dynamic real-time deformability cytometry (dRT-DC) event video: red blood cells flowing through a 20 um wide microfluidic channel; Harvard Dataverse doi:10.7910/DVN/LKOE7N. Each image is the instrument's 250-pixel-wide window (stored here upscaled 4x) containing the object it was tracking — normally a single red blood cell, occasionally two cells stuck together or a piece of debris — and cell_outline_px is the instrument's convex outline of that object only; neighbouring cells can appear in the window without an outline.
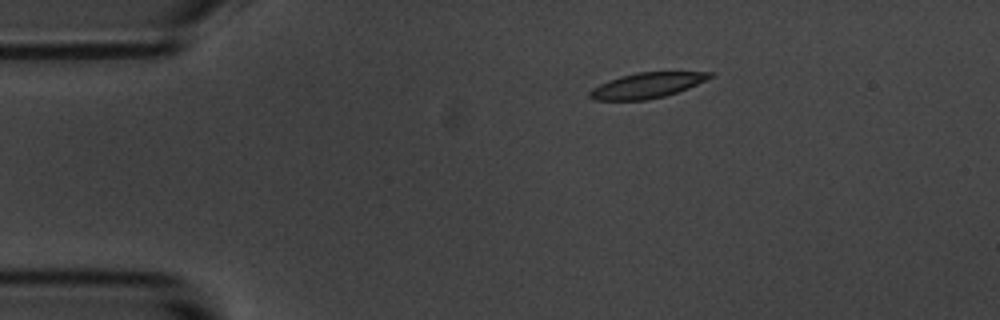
{"species": "common noctule bat (a hibernating species)", "species_latin": "Nyctalus noctula", "temperature_condition": "room temperature", "stored_images_in_passage": 2, "camera_frame_rate_fps": 3000, "um_per_image_px": 0.085, "animal": {"sex": "male", "body_mass_g": 20.1, "forearm_length_mm": 53.5}, "frame": {"image": 1, "passage_image": 1, "time_ms": 0.0, "image_size_px": [1000, 320], "cell_outline_px": [[716, 76], [688, 88], [664, 96], [644, 100], [592, 100], [588, 96], [588, 92], [592, 88], [608, 80], [620, 76], [636, 72], [716, 72]], "centroid_in_image_um": [54.99, 7.25], "position_along_channel_um": 30.0, "area_um2": 17.86}}